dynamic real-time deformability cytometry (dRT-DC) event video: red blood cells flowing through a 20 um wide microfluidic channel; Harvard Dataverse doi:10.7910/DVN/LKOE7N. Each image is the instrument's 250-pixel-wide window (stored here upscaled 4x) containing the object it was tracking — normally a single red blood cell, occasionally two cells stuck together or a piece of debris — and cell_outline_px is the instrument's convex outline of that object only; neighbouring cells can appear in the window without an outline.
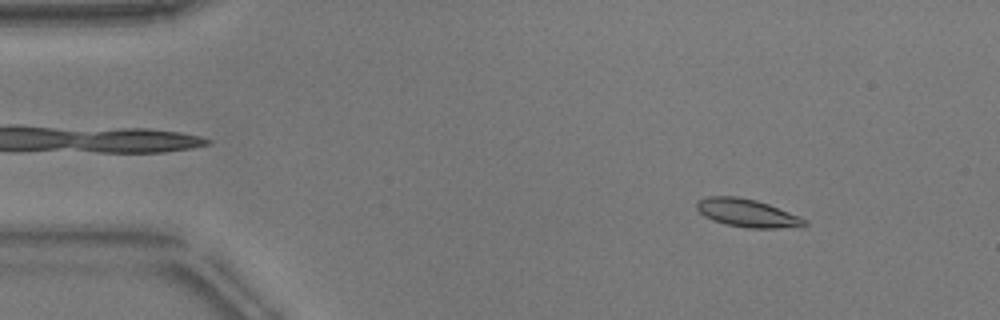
{"species": "common noctule bat (a hibernating species)", "species_latin": "Nyctalus noctula", "temperature_condition": "warm", "stored_images_in_passage": 52, "camera_frame_rate_fps": 3000, "um_per_image_px": 0.085, "animal": {"sex": "male", "body_mass_g": 17.9}, "frame": {"image": 1, "passage_image": 6, "time_ms": 1.667, "image_size_px": [1000, 320], "cell_outline_px": [[808, 224], [800, 228], [748, 228], [724, 224], [712, 220], [704, 216], [696, 208], [696, 200], [708, 196], [736, 196], [756, 200], [768, 204], [800, 216], [808, 220]], "centroid_in_image_um": [63.54, 18.12], "position_along_channel_um": 21.5, "area_um2": 17.92}}
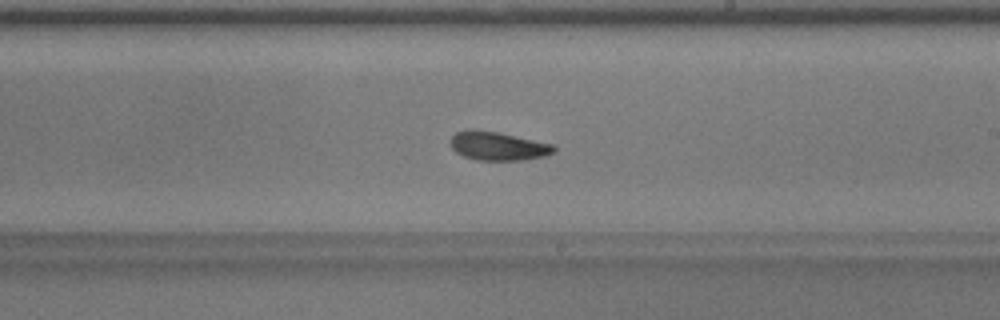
{"frame": {"image": 2, "passage_image": 30, "time_ms": 9.667, "image_size_px": [1000, 320], "cell_outline_px": [[556, 148], [552, 152], [544, 156], [524, 160], [476, 160], [464, 156], [456, 152], [452, 148], [452, 136], [456, 132], [468, 128], [472, 128], [496, 132], [552, 144]], "centroid_in_image_um": [42.29, 12.41], "position_along_channel_um": 246.7, "area_um2": 17.05}}
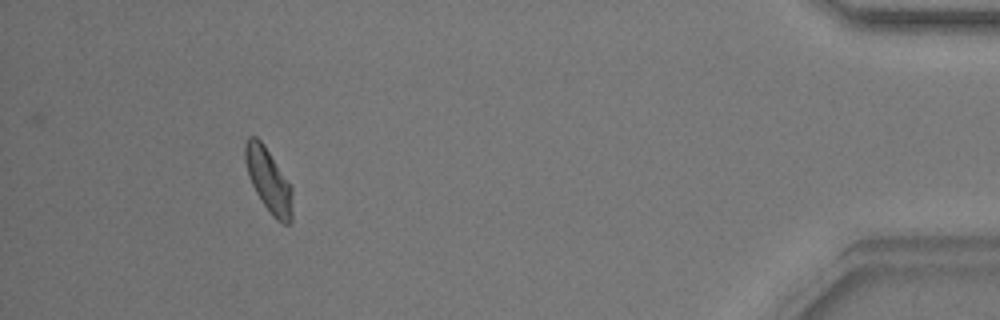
{"frame": {"image": 3, "passage_image": 48, "time_ms": 15.667, "image_size_px": [1000, 320], "cell_outline_px": [[292, 220], [288, 224], [284, 224], [276, 220], [272, 216], [260, 200], [248, 176], [244, 160], [244, 144], [248, 136], [256, 136], [264, 144], [292, 188]], "centroid_in_image_um": [22.8, 15.33], "position_along_channel_um": 412.4, "area_um2": 17.63}, "authors_computed_cell_mechanics": {"area_um2": 17.1666, "velocity_mm_per_s": 3.8112, "shape_relaxation_time_tau1_ms": 4.6084, "shape_relaxation_time_tau2_ms": 1.7655, "deformation_change_tau1": 0.1243, "deformation_change_tau2": 0.0662}}